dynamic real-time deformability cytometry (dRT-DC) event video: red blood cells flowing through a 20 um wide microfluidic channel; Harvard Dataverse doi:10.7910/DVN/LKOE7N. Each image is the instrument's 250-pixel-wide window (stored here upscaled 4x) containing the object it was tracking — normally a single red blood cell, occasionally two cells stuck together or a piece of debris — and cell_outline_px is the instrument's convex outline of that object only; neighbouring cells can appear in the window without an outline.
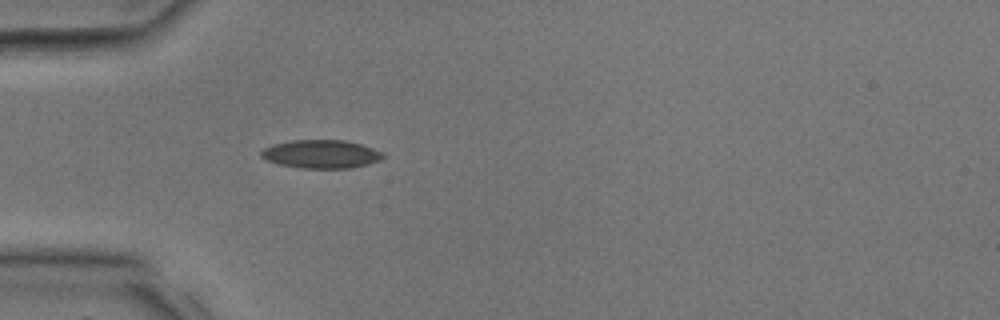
{"species": "common noctule bat (a hibernating species)", "species_latin": "Nyctalus noctula", "temperature_condition": "room temperature", "stored_images_in_passage": 27, "camera_frame_rate_fps": 3000, "um_per_image_px": 0.085, "animal": {"sex": "male", "body_mass_g": 17.9, "forearm_length_mm": 54.2}, "frame": {"image": 1, "passage_image": 4, "time_ms": 1.0, "image_size_px": [1000, 320], "cell_outline_px": [[384, 156], [380, 160], [368, 164], [352, 168], [300, 168], [280, 164], [268, 160], [260, 156], [260, 152], [264, 148], [272, 144], [292, 140], [344, 140], [360, 144], [384, 152]], "centroid_in_image_um": [27.3, 13.09], "position_along_channel_um": 57.7, "area_um2": 20.11}}
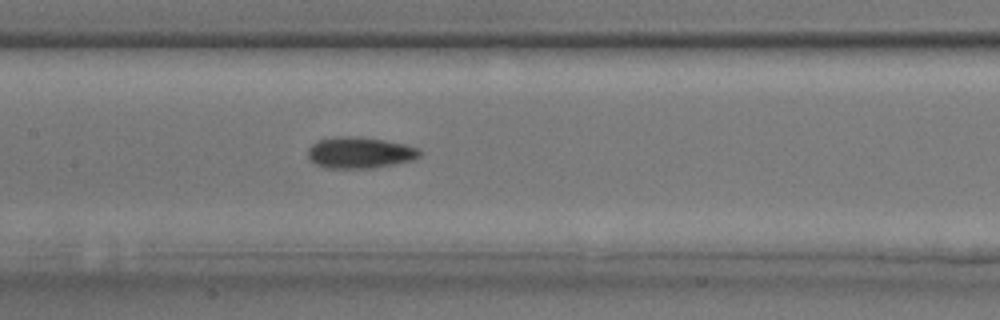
{"frame": {"image": 2, "passage_image": 10, "time_ms": 3.0, "image_size_px": [1000, 320], "cell_outline_px": [[420, 156], [412, 160], [372, 168], [328, 168], [316, 164], [308, 156], [308, 148], [312, 144], [320, 140], [332, 136], [360, 136], [384, 140], [404, 144], [420, 148]], "centroid_in_image_um": [30.58, 12.96], "position_along_channel_um": 176.8, "area_um2": 20.35}}
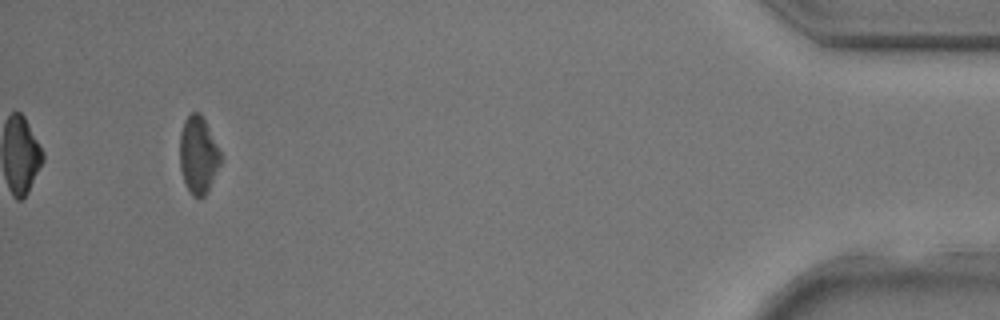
{"frame": {"image": 3, "passage_image": 25, "time_ms": 8.0, "image_size_px": [1000, 320], "cell_outline_px": [[220, 164], [208, 192], [204, 196], [192, 196], [184, 184], [180, 168], [180, 132], [184, 120], [192, 112], [200, 112], [220, 152]], "centroid_in_image_um": [16.82, 13.2], "position_along_channel_um": 418.4, "area_um2": 18.21}}